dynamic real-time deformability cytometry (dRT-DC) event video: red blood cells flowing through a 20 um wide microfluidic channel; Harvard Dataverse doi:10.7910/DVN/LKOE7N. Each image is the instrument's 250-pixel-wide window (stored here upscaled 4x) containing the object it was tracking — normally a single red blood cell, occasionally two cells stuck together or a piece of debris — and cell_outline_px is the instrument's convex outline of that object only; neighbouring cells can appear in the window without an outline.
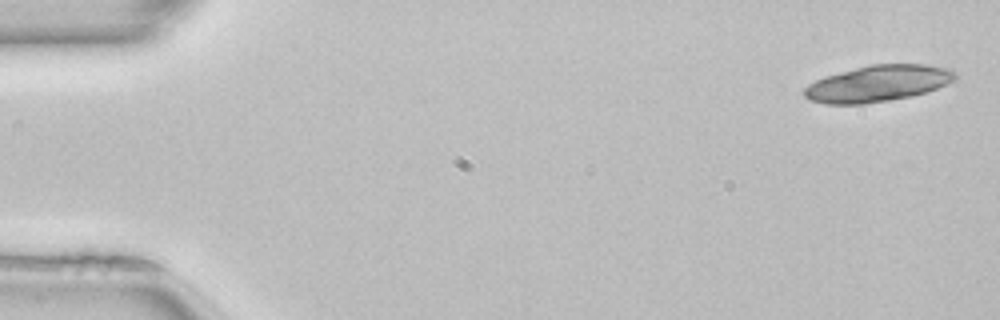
{"species": "common noctule bat (a hibernating species)", "species_latin": "Nyctalus noctula", "temperature_condition": "room temperature", "stored_images_in_passage": 24, "camera_frame_rate_fps": 3000, "um_per_image_px": 0.085, "animal": {"sex": "female", "body_mass_g": 22.7, "forearm_length_mm": 54.2}, "frame": {"image": 1, "passage_image": 1, "time_ms": 0.0, "image_size_px": [1000, 320], "cell_outline_px": [[956, 76], [952, 80], [936, 88], [912, 96], [864, 104], [824, 104], [808, 100], [804, 96], [804, 88], [808, 84], [824, 76], [872, 64], [924, 64], [952, 68], [956, 72]], "centroid_in_image_um": [74.58, 7.1], "position_along_channel_um": 10.4, "area_um2": 31.85}}